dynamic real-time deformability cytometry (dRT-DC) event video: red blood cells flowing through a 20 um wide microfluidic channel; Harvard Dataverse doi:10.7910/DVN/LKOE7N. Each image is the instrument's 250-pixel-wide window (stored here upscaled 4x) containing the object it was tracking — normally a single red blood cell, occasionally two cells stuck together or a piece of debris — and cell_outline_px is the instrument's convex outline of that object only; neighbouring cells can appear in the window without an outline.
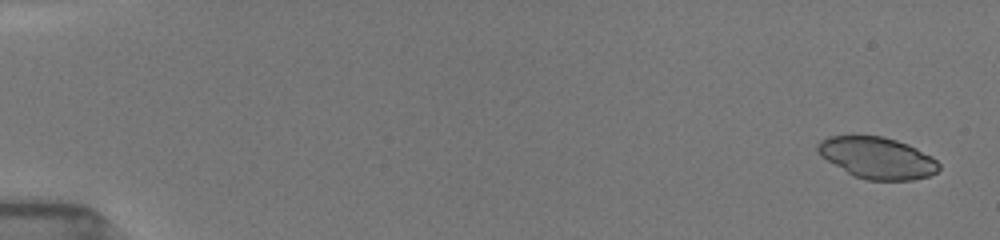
{"species": "common noctule bat (a hibernating species)", "species_latin": "Nyctalus noctula", "temperature_condition": "room temperature", "stored_images_in_passage": 11, "camera_frame_rate_fps": 3000, "um_per_image_px": 0.085, "animal": {"sex": "female", "body_mass_g": 19.5, "forearm_length_mm": 54.1}, "frame": {"image": 1, "passage_image": 2, "time_ms": 0.667, "image_size_px": [1000, 240], "cell_outline_px": [[940, 168], [936, 172], [928, 176], [912, 180], [864, 180], [852, 176], [820, 156], [816, 152], [816, 144], [820, 140], [828, 136], [880, 136], [896, 140], [908, 144], [932, 156], [940, 164]], "centroid_in_image_um": [74.53, 13.42], "position_along_channel_um": 10.5, "area_um2": 29.54}}
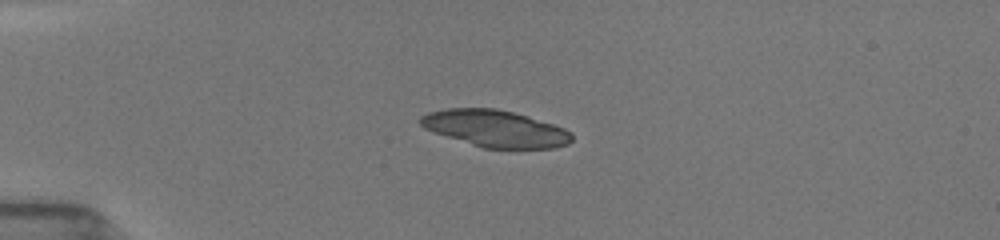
{"frame": {"image": 2, "passage_image": 7, "time_ms": 4.667, "image_size_px": [1000, 240], "cell_outline_px": [[572, 140], [568, 144], [556, 148], [484, 148], [432, 132], [424, 128], [420, 124], [420, 116], [428, 112], [448, 108], [496, 108], [528, 116], [564, 128], [572, 132]], "centroid_in_image_um": [42.09, 10.92], "position_along_channel_um": 42.9, "area_um2": 32.43}}